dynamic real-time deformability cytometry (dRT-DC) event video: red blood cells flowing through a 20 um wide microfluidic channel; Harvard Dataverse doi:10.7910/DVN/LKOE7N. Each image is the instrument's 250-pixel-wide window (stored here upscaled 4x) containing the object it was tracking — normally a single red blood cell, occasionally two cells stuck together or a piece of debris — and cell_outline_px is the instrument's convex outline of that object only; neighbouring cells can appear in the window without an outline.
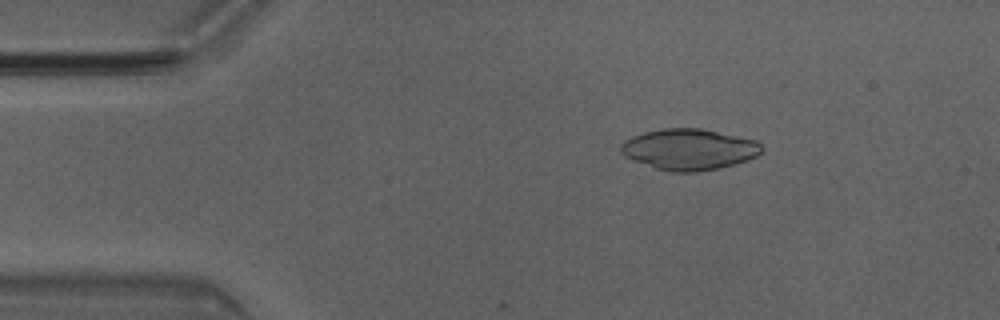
{"species": "Egyptian fruit bat (a non-hibernating species)", "species_latin": "Rousettus aegyptiacus", "temperature_condition": "room temperature", "stored_images_in_passage": 5, "camera_frame_rate_fps": 3000, "um_per_image_px": 0.085, "animal": {"sex": "male"}, "frame": {"image": 1, "passage_image": 2, "time_ms": 0.333, "image_size_px": [1000, 320], "cell_outline_px": [[764, 148], [756, 156], [748, 160], [720, 168], [696, 172], [672, 172], [656, 168], [624, 156], [620, 152], [620, 144], [624, 140], [632, 136], [644, 132], [660, 128], [700, 128], [756, 140]], "centroid_in_image_um": [58.56, 12.69], "position_along_channel_um": 26.4, "area_um2": 33.7}}